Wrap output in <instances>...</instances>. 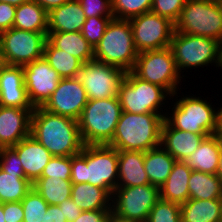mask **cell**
<instances>
[{
  "label": "cell",
  "mask_w": 222,
  "mask_h": 222,
  "mask_svg": "<svg viewBox=\"0 0 222 222\" xmlns=\"http://www.w3.org/2000/svg\"><path fill=\"white\" fill-rule=\"evenodd\" d=\"M192 169L184 161H176L169 177L160 187V199L184 204L189 199L188 182Z\"/></svg>",
  "instance_id": "23"
},
{
  "label": "cell",
  "mask_w": 222,
  "mask_h": 222,
  "mask_svg": "<svg viewBox=\"0 0 222 222\" xmlns=\"http://www.w3.org/2000/svg\"><path fill=\"white\" fill-rule=\"evenodd\" d=\"M220 200H221V210H222V196H221Z\"/></svg>",
  "instance_id": "55"
},
{
  "label": "cell",
  "mask_w": 222,
  "mask_h": 222,
  "mask_svg": "<svg viewBox=\"0 0 222 222\" xmlns=\"http://www.w3.org/2000/svg\"><path fill=\"white\" fill-rule=\"evenodd\" d=\"M111 215V210L82 211L73 222H108Z\"/></svg>",
  "instance_id": "44"
},
{
  "label": "cell",
  "mask_w": 222,
  "mask_h": 222,
  "mask_svg": "<svg viewBox=\"0 0 222 222\" xmlns=\"http://www.w3.org/2000/svg\"><path fill=\"white\" fill-rule=\"evenodd\" d=\"M210 135L194 134L171 127L165 120L161 130L160 145L169 152L176 161H185Z\"/></svg>",
  "instance_id": "20"
},
{
  "label": "cell",
  "mask_w": 222,
  "mask_h": 222,
  "mask_svg": "<svg viewBox=\"0 0 222 222\" xmlns=\"http://www.w3.org/2000/svg\"><path fill=\"white\" fill-rule=\"evenodd\" d=\"M16 6L0 2V33L13 27Z\"/></svg>",
  "instance_id": "42"
},
{
  "label": "cell",
  "mask_w": 222,
  "mask_h": 222,
  "mask_svg": "<svg viewBox=\"0 0 222 222\" xmlns=\"http://www.w3.org/2000/svg\"><path fill=\"white\" fill-rule=\"evenodd\" d=\"M87 101L85 88L78 77L62 78L42 108L78 120Z\"/></svg>",
  "instance_id": "16"
},
{
  "label": "cell",
  "mask_w": 222,
  "mask_h": 222,
  "mask_svg": "<svg viewBox=\"0 0 222 222\" xmlns=\"http://www.w3.org/2000/svg\"><path fill=\"white\" fill-rule=\"evenodd\" d=\"M5 62H4V58H3V54L0 48V70L5 66Z\"/></svg>",
  "instance_id": "54"
},
{
  "label": "cell",
  "mask_w": 222,
  "mask_h": 222,
  "mask_svg": "<svg viewBox=\"0 0 222 222\" xmlns=\"http://www.w3.org/2000/svg\"><path fill=\"white\" fill-rule=\"evenodd\" d=\"M159 199L160 188L152 184L117 187L112 194L111 213L123 221L147 222Z\"/></svg>",
  "instance_id": "11"
},
{
  "label": "cell",
  "mask_w": 222,
  "mask_h": 222,
  "mask_svg": "<svg viewBox=\"0 0 222 222\" xmlns=\"http://www.w3.org/2000/svg\"><path fill=\"white\" fill-rule=\"evenodd\" d=\"M118 98L122 111L133 114H166L168 108L165 105L169 104L167 100H172V95L165 88L144 81L128 71L119 85Z\"/></svg>",
  "instance_id": "7"
},
{
  "label": "cell",
  "mask_w": 222,
  "mask_h": 222,
  "mask_svg": "<svg viewBox=\"0 0 222 222\" xmlns=\"http://www.w3.org/2000/svg\"><path fill=\"white\" fill-rule=\"evenodd\" d=\"M113 18L114 17H90L85 19L81 33L93 49L98 45L109 22Z\"/></svg>",
  "instance_id": "37"
},
{
  "label": "cell",
  "mask_w": 222,
  "mask_h": 222,
  "mask_svg": "<svg viewBox=\"0 0 222 222\" xmlns=\"http://www.w3.org/2000/svg\"><path fill=\"white\" fill-rule=\"evenodd\" d=\"M43 57L61 78L78 77L82 62L56 48L48 39L45 43Z\"/></svg>",
  "instance_id": "31"
},
{
  "label": "cell",
  "mask_w": 222,
  "mask_h": 222,
  "mask_svg": "<svg viewBox=\"0 0 222 222\" xmlns=\"http://www.w3.org/2000/svg\"><path fill=\"white\" fill-rule=\"evenodd\" d=\"M214 135L222 140V106L217 107L216 112V128L214 131Z\"/></svg>",
  "instance_id": "48"
},
{
  "label": "cell",
  "mask_w": 222,
  "mask_h": 222,
  "mask_svg": "<svg viewBox=\"0 0 222 222\" xmlns=\"http://www.w3.org/2000/svg\"><path fill=\"white\" fill-rule=\"evenodd\" d=\"M83 8L85 18L113 17L111 0H77Z\"/></svg>",
  "instance_id": "40"
},
{
  "label": "cell",
  "mask_w": 222,
  "mask_h": 222,
  "mask_svg": "<svg viewBox=\"0 0 222 222\" xmlns=\"http://www.w3.org/2000/svg\"><path fill=\"white\" fill-rule=\"evenodd\" d=\"M138 53L169 47L175 23L151 11L129 19Z\"/></svg>",
  "instance_id": "13"
},
{
  "label": "cell",
  "mask_w": 222,
  "mask_h": 222,
  "mask_svg": "<svg viewBox=\"0 0 222 222\" xmlns=\"http://www.w3.org/2000/svg\"><path fill=\"white\" fill-rule=\"evenodd\" d=\"M220 70L222 69V40L219 42V61H218V66H217Z\"/></svg>",
  "instance_id": "51"
},
{
  "label": "cell",
  "mask_w": 222,
  "mask_h": 222,
  "mask_svg": "<svg viewBox=\"0 0 222 222\" xmlns=\"http://www.w3.org/2000/svg\"><path fill=\"white\" fill-rule=\"evenodd\" d=\"M0 106L34 109L27 96L22 66L5 65L0 70Z\"/></svg>",
  "instance_id": "18"
},
{
  "label": "cell",
  "mask_w": 222,
  "mask_h": 222,
  "mask_svg": "<svg viewBox=\"0 0 222 222\" xmlns=\"http://www.w3.org/2000/svg\"><path fill=\"white\" fill-rule=\"evenodd\" d=\"M122 107L118 96L88 100L78 119L84 145L108 144L115 133Z\"/></svg>",
  "instance_id": "4"
},
{
  "label": "cell",
  "mask_w": 222,
  "mask_h": 222,
  "mask_svg": "<svg viewBox=\"0 0 222 222\" xmlns=\"http://www.w3.org/2000/svg\"><path fill=\"white\" fill-rule=\"evenodd\" d=\"M12 148L20 158L25 177L34 183L41 177L44 167L52 158V154L32 135L22 139Z\"/></svg>",
  "instance_id": "19"
},
{
  "label": "cell",
  "mask_w": 222,
  "mask_h": 222,
  "mask_svg": "<svg viewBox=\"0 0 222 222\" xmlns=\"http://www.w3.org/2000/svg\"><path fill=\"white\" fill-rule=\"evenodd\" d=\"M108 222H131V221H123V220L118 219L115 216L111 215L108 219Z\"/></svg>",
  "instance_id": "52"
},
{
  "label": "cell",
  "mask_w": 222,
  "mask_h": 222,
  "mask_svg": "<svg viewBox=\"0 0 222 222\" xmlns=\"http://www.w3.org/2000/svg\"><path fill=\"white\" fill-rule=\"evenodd\" d=\"M5 222H23V206L20 202L3 203Z\"/></svg>",
  "instance_id": "43"
},
{
  "label": "cell",
  "mask_w": 222,
  "mask_h": 222,
  "mask_svg": "<svg viewBox=\"0 0 222 222\" xmlns=\"http://www.w3.org/2000/svg\"><path fill=\"white\" fill-rule=\"evenodd\" d=\"M150 184L144 169V152L118 151L117 187H132Z\"/></svg>",
  "instance_id": "21"
},
{
  "label": "cell",
  "mask_w": 222,
  "mask_h": 222,
  "mask_svg": "<svg viewBox=\"0 0 222 222\" xmlns=\"http://www.w3.org/2000/svg\"><path fill=\"white\" fill-rule=\"evenodd\" d=\"M29 0H0V2H3V3H9L13 6H20L21 4L25 3V2H28Z\"/></svg>",
  "instance_id": "50"
},
{
  "label": "cell",
  "mask_w": 222,
  "mask_h": 222,
  "mask_svg": "<svg viewBox=\"0 0 222 222\" xmlns=\"http://www.w3.org/2000/svg\"><path fill=\"white\" fill-rule=\"evenodd\" d=\"M188 188L189 199H220L222 196L221 181L216 174L192 170Z\"/></svg>",
  "instance_id": "30"
},
{
  "label": "cell",
  "mask_w": 222,
  "mask_h": 222,
  "mask_svg": "<svg viewBox=\"0 0 222 222\" xmlns=\"http://www.w3.org/2000/svg\"><path fill=\"white\" fill-rule=\"evenodd\" d=\"M0 169L6 173L24 174L20 158L12 147L0 148Z\"/></svg>",
  "instance_id": "41"
},
{
  "label": "cell",
  "mask_w": 222,
  "mask_h": 222,
  "mask_svg": "<svg viewBox=\"0 0 222 222\" xmlns=\"http://www.w3.org/2000/svg\"><path fill=\"white\" fill-rule=\"evenodd\" d=\"M165 114H133L122 111L112 140L107 144L118 151L146 152L160 146Z\"/></svg>",
  "instance_id": "3"
},
{
  "label": "cell",
  "mask_w": 222,
  "mask_h": 222,
  "mask_svg": "<svg viewBox=\"0 0 222 222\" xmlns=\"http://www.w3.org/2000/svg\"><path fill=\"white\" fill-rule=\"evenodd\" d=\"M125 73L119 67L94 59L82 63L78 78L85 88L88 100H101L118 96L119 85Z\"/></svg>",
  "instance_id": "14"
},
{
  "label": "cell",
  "mask_w": 222,
  "mask_h": 222,
  "mask_svg": "<svg viewBox=\"0 0 222 222\" xmlns=\"http://www.w3.org/2000/svg\"><path fill=\"white\" fill-rule=\"evenodd\" d=\"M33 109L0 106V148L12 147L31 135Z\"/></svg>",
  "instance_id": "17"
},
{
  "label": "cell",
  "mask_w": 222,
  "mask_h": 222,
  "mask_svg": "<svg viewBox=\"0 0 222 222\" xmlns=\"http://www.w3.org/2000/svg\"><path fill=\"white\" fill-rule=\"evenodd\" d=\"M220 155V139L215 135L206 137L198 148L184 161L196 171L216 174Z\"/></svg>",
  "instance_id": "25"
},
{
  "label": "cell",
  "mask_w": 222,
  "mask_h": 222,
  "mask_svg": "<svg viewBox=\"0 0 222 222\" xmlns=\"http://www.w3.org/2000/svg\"><path fill=\"white\" fill-rule=\"evenodd\" d=\"M186 2L187 0H152L151 12L176 23Z\"/></svg>",
  "instance_id": "39"
},
{
  "label": "cell",
  "mask_w": 222,
  "mask_h": 222,
  "mask_svg": "<svg viewBox=\"0 0 222 222\" xmlns=\"http://www.w3.org/2000/svg\"><path fill=\"white\" fill-rule=\"evenodd\" d=\"M25 174L6 173L0 169V203L20 202L31 190Z\"/></svg>",
  "instance_id": "33"
},
{
  "label": "cell",
  "mask_w": 222,
  "mask_h": 222,
  "mask_svg": "<svg viewBox=\"0 0 222 222\" xmlns=\"http://www.w3.org/2000/svg\"><path fill=\"white\" fill-rule=\"evenodd\" d=\"M47 39L56 48L76 57L82 63L94 60V49L81 32L47 33Z\"/></svg>",
  "instance_id": "28"
},
{
  "label": "cell",
  "mask_w": 222,
  "mask_h": 222,
  "mask_svg": "<svg viewBox=\"0 0 222 222\" xmlns=\"http://www.w3.org/2000/svg\"><path fill=\"white\" fill-rule=\"evenodd\" d=\"M176 159L161 145L144 152V169L150 184L161 187L169 177Z\"/></svg>",
  "instance_id": "26"
},
{
  "label": "cell",
  "mask_w": 222,
  "mask_h": 222,
  "mask_svg": "<svg viewBox=\"0 0 222 222\" xmlns=\"http://www.w3.org/2000/svg\"><path fill=\"white\" fill-rule=\"evenodd\" d=\"M27 96L33 108L42 107L62 79L44 57L22 66Z\"/></svg>",
  "instance_id": "15"
},
{
  "label": "cell",
  "mask_w": 222,
  "mask_h": 222,
  "mask_svg": "<svg viewBox=\"0 0 222 222\" xmlns=\"http://www.w3.org/2000/svg\"><path fill=\"white\" fill-rule=\"evenodd\" d=\"M71 198L82 211L111 210L112 196L89 183H72Z\"/></svg>",
  "instance_id": "24"
},
{
  "label": "cell",
  "mask_w": 222,
  "mask_h": 222,
  "mask_svg": "<svg viewBox=\"0 0 222 222\" xmlns=\"http://www.w3.org/2000/svg\"><path fill=\"white\" fill-rule=\"evenodd\" d=\"M85 19L80 3L77 0H71L48 13L47 33L81 32Z\"/></svg>",
  "instance_id": "22"
},
{
  "label": "cell",
  "mask_w": 222,
  "mask_h": 222,
  "mask_svg": "<svg viewBox=\"0 0 222 222\" xmlns=\"http://www.w3.org/2000/svg\"><path fill=\"white\" fill-rule=\"evenodd\" d=\"M152 0H111L113 17L129 20L151 11Z\"/></svg>",
  "instance_id": "34"
},
{
  "label": "cell",
  "mask_w": 222,
  "mask_h": 222,
  "mask_svg": "<svg viewBox=\"0 0 222 222\" xmlns=\"http://www.w3.org/2000/svg\"><path fill=\"white\" fill-rule=\"evenodd\" d=\"M170 47L177 68L183 77H186L183 74L185 70L188 72L187 69L210 67V65L217 68L218 66L219 41L213 38L175 31Z\"/></svg>",
  "instance_id": "10"
},
{
  "label": "cell",
  "mask_w": 222,
  "mask_h": 222,
  "mask_svg": "<svg viewBox=\"0 0 222 222\" xmlns=\"http://www.w3.org/2000/svg\"><path fill=\"white\" fill-rule=\"evenodd\" d=\"M41 222H67V219L58 205H48Z\"/></svg>",
  "instance_id": "46"
},
{
  "label": "cell",
  "mask_w": 222,
  "mask_h": 222,
  "mask_svg": "<svg viewBox=\"0 0 222 222\" xmlns=\"http://www.w3.org/2000/svg\"><path fill=\"white\" fill-rule=\"evenodd\" d=\"M47 33L11 28L0 33V48L6 65L24 66L43 57Z\"/></svg>",
  "instance_id": "12"
},
{
  "label": "cell",
  "mask_w": 222,
  "mask_h": 222,
  "mask_svg": "<svg viewBox=\"0 0 222 222\" xmlns=\"http://www.w3.org/2000/svg\"><path fill=\"white\" fill-rule=\"evenodd\" d=\"M33 1H35L37 4H39L49 13L52 9L59 7L71 0H33Z\"/></svg>",
  "instance_id": "47"
},
{
  "label": "cell",
  "mask_w": 222,
  "mask_h": 222,
  "mask_svg": "<svg viewBox=\"0 0 222 222\" xmlns=\"http://www.w3.org/2000/svg\"><path fill=\"white\" fill-rule=\"evenodd\" d=\"M41 177H59L63 180H70L71 156H52L48 164L44 167Z\"/></svg>",
  "instance_id": "38"
},
{
  "label": "cell",
  "mask_w": 222,
  "mask_h": 222,
  "mask_svg": "<svg viewBox=\"0 0 222 222\" xmlns=\"http://www.w3.org/2000/svg\"><path fill=\"white\" fill-rule=\"evenodd\" d=\"M31 135L52 156H73L80 153L84 146L78 120L48 112L42 107L33 109Z\"/></svg>",
  "instance_id": "1"
},
{
  "label": "cell",
  "mask_w": 222,
  "mask_h": 222,
  "mask_svg": "<svg viewBox=\"0 0 222 222\" xmlns=\"http://www.w3.org/2000/svg\"><path fill=\"white\" fill-rule=\"evenodd\" d=\"M147 222H181L180 205L159 199L150 210Z\"/></svg>",
  "instance_id": "36"
},
{
  "label": "cell",
  "mask_w": 222,
  "mask_h": 222,
  "mask_svg": "<svg viewBox=\"0 0 222 222\" xmlns=\"http://www.w3.org/2000/svg\"><path fill=\"white\" fill-rule=\"evenodd\" d=\"M179 92L172 95V99L176 97L175 102L172 100L171 109L166 111L164 120L173 128L182 131H189L200 135H214L216 128V106L207 102L202 96L192 94L182 96ZM181 97V98H178ZM174 104V105H173Z\"/></svg>",
  "instance_id": "5"
},
{
  "label": "cell",
  "mask_w": 222,
  "mask_h": 222,
  "mask_svg": "<svg viewBox=\"0 0 222 222\" xmlns=\"http://www.w3.org/2000/svg\"><path fill=\"white\" fill-rule=\"evenodd\" d=\"M132 72L144 81L165 88L171 95L181 90V80H185L177 68L170 46L138 53Z\"/></svg>",
  "instance_id": "8"
},
{
  "label": "cell",
  "mask_w": 222,
  "mask_h": 222,
  "mask_svg": "<svg viewBox=\"0 0 222 222\" xmlns=\"http://www.w3.org/2000/svg\"><path fill=\"white\" fill-rule=\"evenodd\" d=\"M0 222H5L4 212H3V203H0Z\"/></svg>",
  "instance_id": "53"
},
{
  "label": "cell",
  "mask_w": 222,
  "mask_h": 222,
  "mask_svg": "<svg viewBox=\"0 0 222 222\" xmlns=\"http://www.w3.org/2000/svg\"><path fill=\"white\" fill-rule=\"evenodd\" d=\"M216 175L221 181V185H222V140L221 139H220V155H219V161H218V170H217Z\"/></svg>",
  "instance_id": "49"
},
{
  "label": "cell",
  "mask_w": 222,
  "mask_h": 222,
  "mask_svg": "<svg viewBox=\"0 0 222 222\" xmlns=\"http://www.w3.org/2000/svg\"><path fill=\"white\" fill-rule=\"evenodd\" d=\"M137 56L129 20L113 18L94 49V59L128 72L133 70Z\"/></svg>",
  "instance_id": "6"
},
{
  "label": "cell",
  "mask_w": 222,
  "mask_h": 222,
  "mask_svg": "<svg viewBox=\"0 0 222 222\" xmlns=\"http://www.w3.org/2000/svg\"><path fill=\"white\" fill-rule=\"evenodd\" d=\"M70 180L101 187L112 196L118 182V150L107 144L84 145L71 156Z\"/></svg>",
  "instance_id": "2"
},
{
  "label": "cell",
  "mask_w": 222,
  "mask_h": 222,
  "mask_svg": "<svg viewBox=\"0 0 222 222\" xmlns=\"http://www.w3.org/2000/svg\"><path fill=\"white\" fill-rule=\"evenodd\" d=\"M13 28L47 33L48 12L33 0L16 7Z\"/></svg>",
  "instance_id": "29"
},
{
  "label": "cell",
  "mask_w": 222,
  "mask_h": 222,
  "mask_svg": "<svg viewBox=\"0 0 222 222\" xmlns=\"http://www.w3.org/2000/svg\"><path fill=\"white\" fill-rule=\"evenodd\" d=\"M23 206V222H41L48 209V203L32 187L21 201Z\"/></svg>",
  "instance_id": "35"
},
{
  "label": "cell",
  "mask_w": 222,
  "mask_h": 222,
  "mask_svg": "<svg viewBox=\"0 0 222 222\" xmlns=\"http://www.w3.org/2000/svg\"><path fill=\"white\" fill-rule=\"evenodd\" d=\"M175 31L222 40V6L219 0H187Z\"/></svg>",
  "instance_id": "9"
},
{
  "label": "cell",
  "mask_w": 222,
  "mask_h": 222,
  "mask_svg": "<svg viewBox=\"0 0 222 222\" xmlns=\"http://www.w3.org/2000/svg\"><path fill=\"white\" fill-rule=\"evenodd\" d=\"M32 187L48 203V205H59L68 198H71V180L61 178L39 177Z\"/></svg>",
  "instance_id": "32"
},
{
  "label": "cell",
  "mask_w": 222,
  "mask_h": 222,
  "mask_svg": "<svg viewBox=\"0 0 222 222\" xmlns=\"http://www.w3.org/2000/svg\"><path fill=\"white\" fill-rule=\"evenodd\" d=\"M181 222H222L220 199H188L180 205Z\"/></svg>",
  "instance_id": "27"
},
{
  "label": "cell",
  "mask_w": 222,
  "mask_h": 222,
  "mask_svg": "<svg viewBox=\"0 0 222 222\" xmlns=\"http://www.w3.org/2000/svg\"><path fill=\"white\" fill-rule=\"evenodd\" d=\"M62 210L67 222H73L81 214L82 210L74 203L72 198H68L58 205Z\"/></svg>",
  "instance_id": "45"
}]
</instances>
